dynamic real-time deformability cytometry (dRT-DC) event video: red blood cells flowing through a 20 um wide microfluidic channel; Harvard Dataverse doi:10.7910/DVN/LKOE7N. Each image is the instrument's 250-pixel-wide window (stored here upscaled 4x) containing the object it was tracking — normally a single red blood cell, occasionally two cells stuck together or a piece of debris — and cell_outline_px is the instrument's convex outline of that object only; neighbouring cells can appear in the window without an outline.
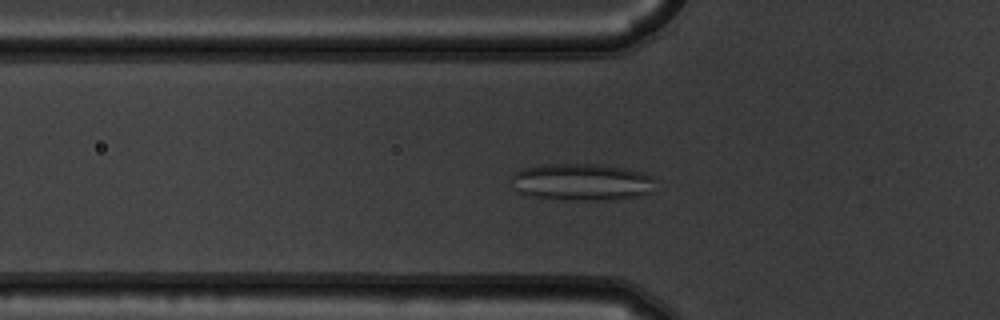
{"species": "common noctule bat (a hibernating species)", "species_latin": "Nyctalus noctula", "temperature_condition": "warm", "stored_images_in_passage": 53, "camera_frame_rate_fps": 3000, "um_per_image_px": 0.085, "animal": {"sex": "male", "body_mass_g": 19.5, "forearm_length_mm": 54.6}, "frame": {"image": 1, "passage_image": 18, "time_ms": 5.667, "image_size_px": [1000, 320], "cell_outline_px": [[656, 192], [640, 196], [596, 200], [564, 200], [532, 196], [520, 192], [516, 188], [512, 176], [512, 172], [520, 168], [544, 164], [600, 164], [624, 168], [640, 172], [652, 176]], "centroid_in_image_um": [49.47, 15.46], "position_along_channel_um": 76.3, "area_um2": 31.15}}
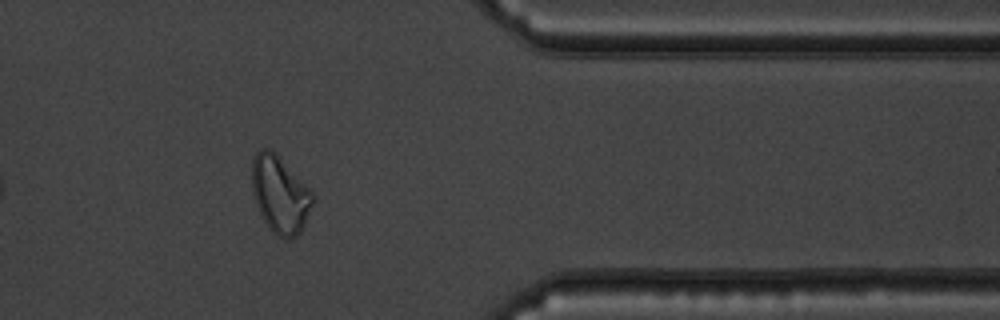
{"frame": {"image": 2, "passage_image": 44, "time_ms": 14.333, "image_size_px": [1000, 320], "cell_outline_px": [[312, 204], [304, 224], [300, 232], [292, 240], [288, 240], [276, 236], [268, 228], [252, 196], [252, 156], [260, 148], [268, 148], [280, 156], [312, 192]], "centroid_in_image_um": [23.76, 16.53], "position_along_channel_um": 387.6, "area_um2": 27.34}}
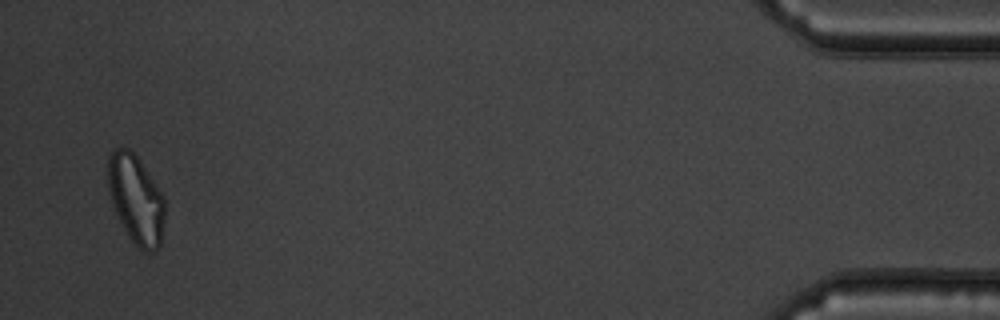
{"frame": {"image": 3, "passage_image": 52, "time_ms": 17.0, "image_size_px": [1000, 320], "cell_outline_px": [[164, 220], [160, 244], [152, 252], [144, 252], [132, 240], [124, 228], [116, 212], [108, 192], [108, 156], [116, 148], [128, 148], [140, 160], [164, 196]], "centroid_in_image_um": [11.56, 16.92], "position_along_channel_um": 423.6, "area_um2": 29.02}, "authors_computed_cell_mechanics": {"area_um2": 28.033, "velocity_mm_per_s": 3.7532, "shape_relaxation_time_tau1_ms": null, "shape_relaxation_time_tau2_ms": 1.6544, "deformation_change_tau1": null, "deformation_change_tau2": 0.0967}}